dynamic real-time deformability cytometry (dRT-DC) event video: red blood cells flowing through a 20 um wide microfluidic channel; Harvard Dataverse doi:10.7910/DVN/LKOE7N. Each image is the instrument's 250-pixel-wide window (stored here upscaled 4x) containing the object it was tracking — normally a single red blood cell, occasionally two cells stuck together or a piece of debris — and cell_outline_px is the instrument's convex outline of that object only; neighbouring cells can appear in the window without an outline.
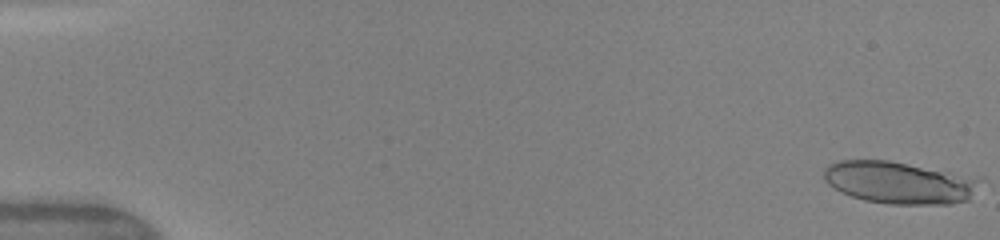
{"species": "human", "species_latin": "Homo sapiens", "temperature_condition": "warm", "stored_images_in_passage": 13, "camera_frame_rate_fps": 3000, "um_per_image_px": 0.085, "donor": {"sex": "female"}, "frame": {"image": 1, "passage_image": 1, "time_ms": 0.0, "image_size_px": [1000, 240], "cell_outline_px": [[984, 180], [968, 200], [952, 204], [888, 204], [864, 200], [852, 196], [828, 184], [824, 180], [824, 168], [828, 164], [840, 160], [888, 160], [980, 176]], "centroid_in_image_um": [76.52, 15.5], "position_along_channel_um": 8.5, "area_um2": 38.9}}